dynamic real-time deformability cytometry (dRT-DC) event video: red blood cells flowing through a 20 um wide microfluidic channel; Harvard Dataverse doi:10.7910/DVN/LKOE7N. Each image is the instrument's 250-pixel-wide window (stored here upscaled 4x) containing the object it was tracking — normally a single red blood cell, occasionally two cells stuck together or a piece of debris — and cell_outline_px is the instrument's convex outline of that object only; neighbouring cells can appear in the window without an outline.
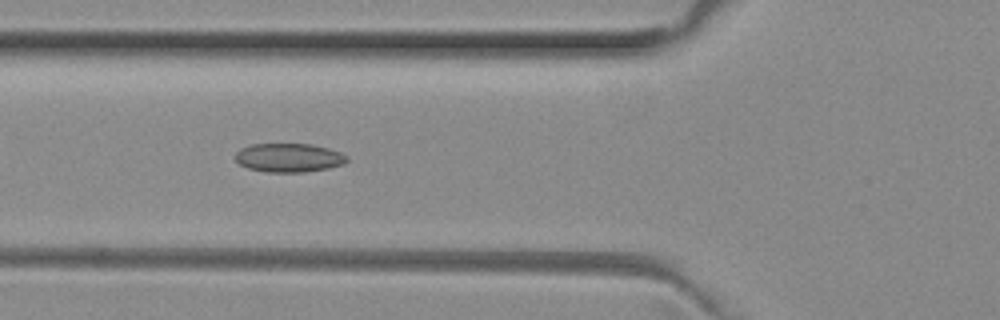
{"species": "common noctule bat (a hibernating species)", "species_latin": "Nyctalus noctula", "temperature_condition": "room temperature", "stored_images_in_passage": 35, "camera_frame_rate_fps": 3000, "um_per_image_px": 0.085, "animal": {"sex": "female", "body_mass_g": 29.2, "forearm_length_mm": 56.3}, "frame": {"image": 1, "passage_image": 8, "time_ms": 2.333, "image_size_px": [1000, 320], "cell_outline_px": [[348, 160], [344, 164], [328, 168], [304, 172], [268, 172], [248, 168], [240, 164], [236, 160], [236, 152], [240, 148], [252, 144], [312, 144], [328, 148], [340, 152], [348, 156]], "centroid_in_image_um": [24.57, 13.4], "position_along_channel_um": 101.2, "area_um2": 18.73}}
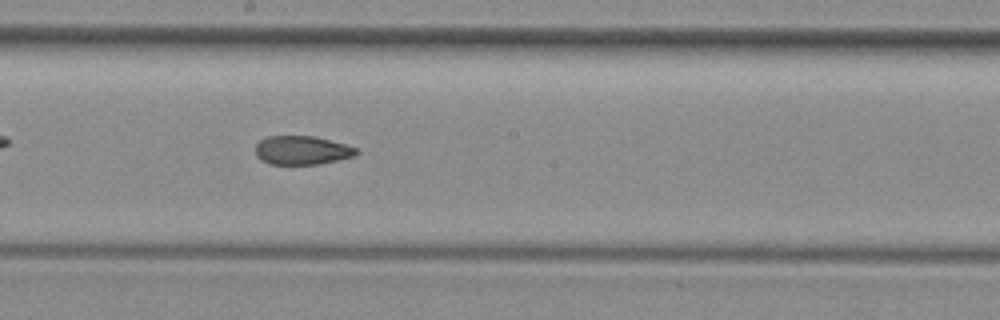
{"frame": {"image": 2, "passage_image": 17, "time_ms": 5.333, "image_size_px": [1000, 320], "cell_outline_px": [[360, 152], [356, 156], [320, 164], [268, 164], [260, 160], [256, 156], [256, 144], [260, 140], [268, 136], [312, 136], [344, 144], [356, 148]], "centroid_in_image_um": [25.66, 12.78], "position_along_channel_um": 222.5, "area_um2": 16.94}}
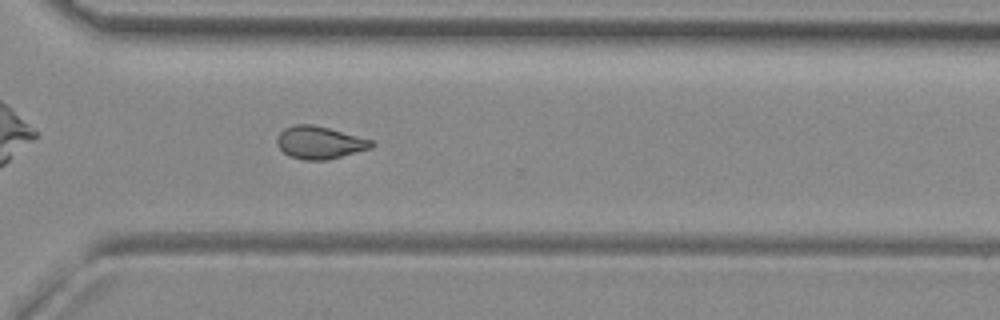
{"frame": {"image": 3, "passage_image": 26, "time_ms": 8.333, "image_size_px": [1000, 320], "cell_outline_px": [[376, 144], [372, 148], [324, 160], [304, 160], [292, 156], [284, 152], [276, 144], [276, 136], [284, 128], [292, 124], [312, 124], [328, 128], [372, 140]], "centroid_in_image_um": [27.14, 12.1], "position_along_channel_um": 343.5, "area_um2": 17.8}, "authors_computed_cell_mechanics": {"area_um2": 18.0914, "velocity_mm_per_s": 4.0385, "shape_relaxation_time_tau1_ms": null, "shape_relaxation_time_tau2_ms": 2.9529, "deformation_change_tau1": null, "deformation_change_tau2": 0.0917}}